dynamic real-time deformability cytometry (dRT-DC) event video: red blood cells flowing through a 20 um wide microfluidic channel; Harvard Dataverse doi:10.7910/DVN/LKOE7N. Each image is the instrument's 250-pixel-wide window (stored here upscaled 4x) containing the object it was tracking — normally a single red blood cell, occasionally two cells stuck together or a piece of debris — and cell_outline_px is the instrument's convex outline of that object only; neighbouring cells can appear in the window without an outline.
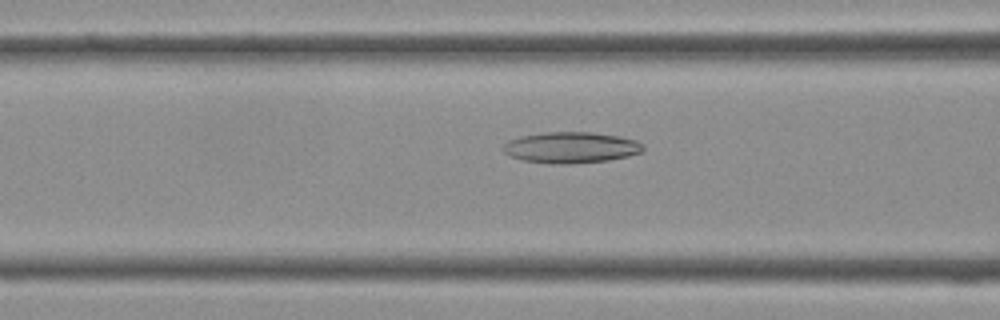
{"species": "Egyptian fruit bat (a non-hibernating species)", "species_latin": "Rousettus aegyptiacus", "temperature_condition": "cold", "stored_images_in_passage": 40, "camera_frame_rate_fps": 3000, "um_per_image_px": 0.085, "frame": {"image": 1, "passage_image": 15, "time_ms": 4.667, "image_size_px": [1000, 320], "cell_outline_px": [[644, 148], [640, 152], [628, 156], [608, 160], [568, 164], [556, 164], [524, 160], [512, 156], [504, 152], [504, 144], [508, 140], [520, 136], [544, 132], [592, 132], [620, 136], [636, 140], [644, 144]], "centroid_in_image_um": [48.56, 12.52], "position_along_channel_um": 118.0, "area_um2": 25.26}}
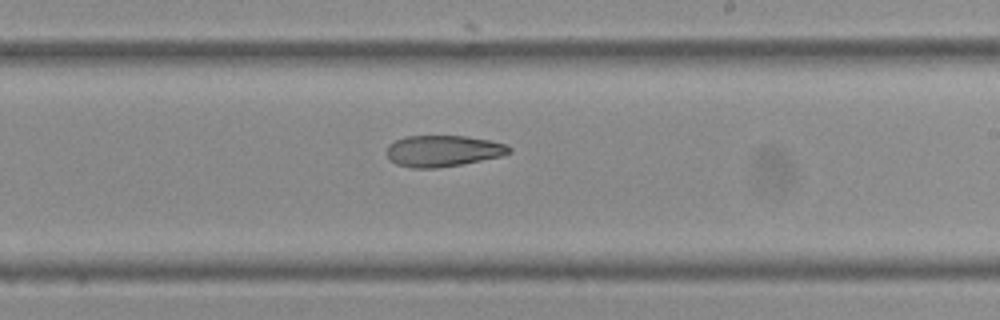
{"frame": {"image": 2, "passage_image": 23, "time_ms": 7.333, "image_size_px": [1000, 320], "cell_outline_px": [[512, 152], [500, 156], [460, 164], [436, 168], [412, 168], [396, 164], [388, 156], [388, 144], [404, 136], [464, 136], [488, 140], [508, 144], [512, 148]], "centroid_in_image_um": [37.67, 12.82], "position_along_channel_um": 251.3, "area_um2": 22.14}}
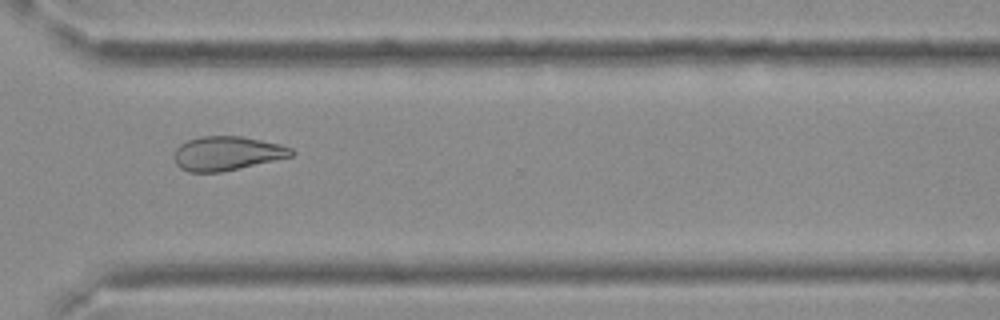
{"frame": {"image": 3, "passage_image": 29, "time_ms": 9.333, "image_size_px": [1000, 320], "cell_outline_px": [[296, 152], [292, 156], [220, 172], [188, 172], [180, 168], [176, 164], [176, 148], [180, 144], [188, 140], [200, 136], [240, 136], [280, 144], [292, 148]], "centroid_in_image_um": [19.29, 13.03], "position_along_channel_um": 351.3, "area_um2": 23.0}}